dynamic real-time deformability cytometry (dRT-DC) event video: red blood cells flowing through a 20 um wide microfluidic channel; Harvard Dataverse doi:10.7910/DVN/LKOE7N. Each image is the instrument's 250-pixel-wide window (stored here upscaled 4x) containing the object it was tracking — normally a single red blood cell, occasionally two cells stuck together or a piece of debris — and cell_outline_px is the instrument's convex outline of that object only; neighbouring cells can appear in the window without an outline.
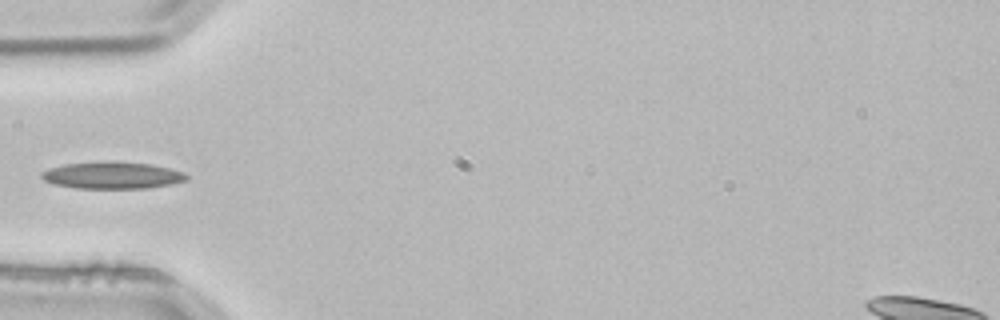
{"species": "common noctule bat (a hibernating species)", "species_latin": "Nyctalus noctula", "temperature_condition": "room temperature", "stored_images_in_passage": 11, "camera_frame_rate_fps": 3000, "um_per_image_px": 0.085, "animal": {"sex": "male", "body_mass_g": 21.5, "forearm_length_mm": 52.0}, "frame": {"image": 1, "passage_image": 1, "time_ms": 0.0, "image_size_px": [1000, 320], "cell_outline_px": [[188, 180], [172, 184], [148, 188], [76, 188], [52, 184], [44, 180], [40, 176], [40, 172], [48, 168], [64, 164], [112, 160], [116, 160], [152, 164], [184, 172], [188, 176]], "centroid_in_image_um": [9.53, 14.89], "position_along_channel_um": 75.5, "area_um2": 23.18}}